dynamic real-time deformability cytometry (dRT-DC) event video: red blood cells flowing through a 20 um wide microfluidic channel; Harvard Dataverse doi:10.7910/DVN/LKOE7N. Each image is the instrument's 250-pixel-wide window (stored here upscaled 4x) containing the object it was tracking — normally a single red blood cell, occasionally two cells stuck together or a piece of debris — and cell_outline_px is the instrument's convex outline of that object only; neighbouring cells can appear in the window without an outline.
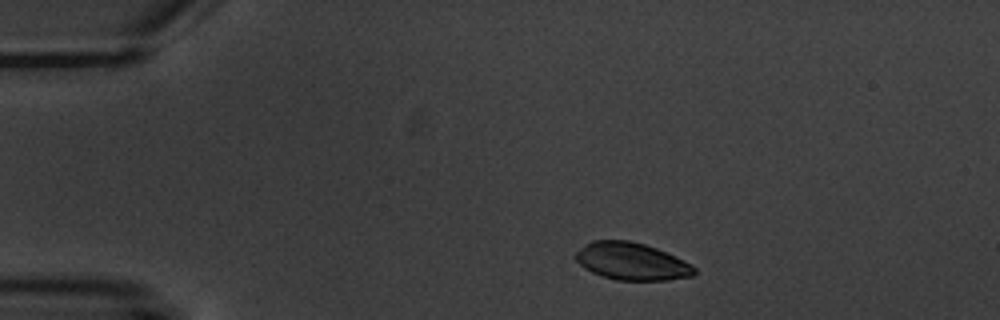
{"species": "common noctule bat (a hibernating species)", "species_latin": "Nyctalus noctula", "temperature_condition": "warm", "stored_images_in_passage": 6, "camera_frame_rate_fps": 3000, "um_per_image_px": 0.085, "animal": {"sex": "male", "body_mass_g": 20.1, "forearm_length_mm": 53.5}, "frame": {"image": 1, "passage_image": 1, "time_ms": 0.0, "image_size_px": [1000, 320], "cell_outline_px": [[696, 272], [692, 276], [668, 280], [616, 280], [592, 272], [584, 268], [576, 260], [576, 252], [592, 240], [628, 240], [644, 244], [656, 248], [676, 256], [692, 264], [696, 268]], "centroid_in_image_um": [53.72, 22.22], "position_along_channel_um": 31.3, "area_um2": 25.72}}
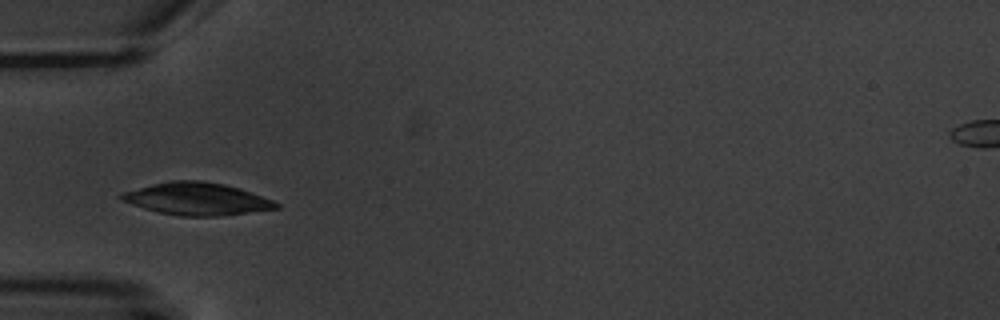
{"frame": {"image": 2, "passage_image": 3, "time_ms": 2.667, "image_size_px": [1000, 320], "cell_outline_px": [[280, 208], [220, 216], [180, 216], [160, 212], [144, 208], [120, 200], [116, 196], [124, 192], [152, 184], [172, 180], [200, 180], [224, 184], [240, 188], [272, 200], [280, 204]], "centroid_in_image_um": [16.73, 16.9], "position_along_channel_um": 68.3, "area_um2": 29.07}}
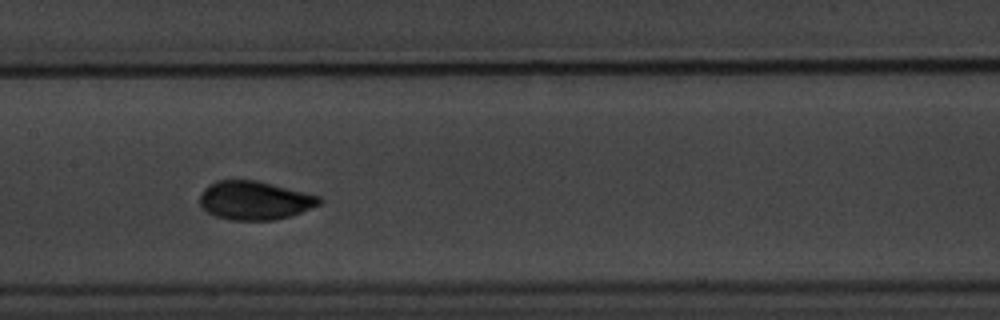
{"frame": {"image": 3, "passage_image": 6, "time_ms": 6.0, "image_size_px": [1000, 320], "cell_outline_px": [[324, 200], [320, 204], [300, 212], [288, 216], [272, 220], [232, 220], [216, 216], [208, 212], [200, 204], [200, 196], [204, 188], [216, 180], [256, 180], [320, 196]], "centroid_in_image_um": [21.64, 17.03], "position_along_channel_um": 185.8, "area_um2": 26.65}}